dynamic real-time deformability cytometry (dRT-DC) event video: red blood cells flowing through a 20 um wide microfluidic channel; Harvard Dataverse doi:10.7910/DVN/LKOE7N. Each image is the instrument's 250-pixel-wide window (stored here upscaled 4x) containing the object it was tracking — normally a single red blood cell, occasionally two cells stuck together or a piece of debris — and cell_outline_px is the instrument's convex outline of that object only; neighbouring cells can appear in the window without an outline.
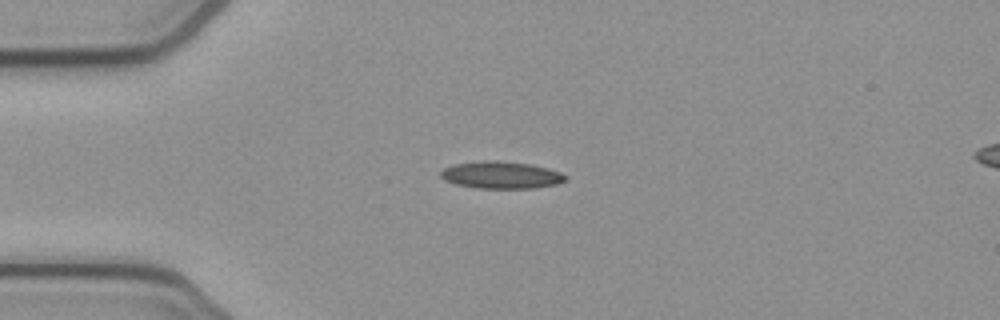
{"species": "common noctule bat (a hibernating species)", "species_latin": "Nyctalus noctula", "temperature_condition": "cold", "stored_images_in_passage": 41, "camera_frame_rate_fps": 3000, "um_per_image_px": 0.085, "animal": {"sex": "female", "body_mass_g": 21.9}, "frame": {"image": 1, "passage_image": 1, "time_ms": 0.0, "image_size_px": [1000, 320], "cell_outline_px": [[568, 180], [556, 184], [536, 188], [476, 188], [456, 184], [444, 180], [440, 176], [440, 172], [444, 168], [452, 164], [480, 160], [496, 160], [528, 164], [548, 168], [560, 172], [568, 176]], "centroid_in_image_um": [42.59, 14.87], "position_along_channel_um": 42.4, "area_um2": 19.94}}
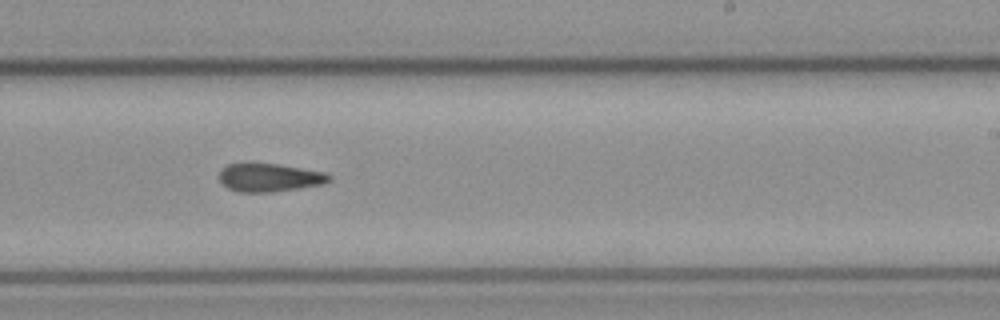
{"frame": {"image": 2, "passage_image": 20, "time_ms": 6.333, "image_size_px": [1000, 320], "cell_outline_px": [[332, 180], [324, 184], [300, 188], [272, 192], [240, 192], [228, 188], [220, 180], [220, 172], [228, 164], [276, 164], [324, 172], [332, 176]], "centroid_in_image_um": [22.96, 15.11], "position_along_channel_um": 266.0, "area_um2": 17.8}}
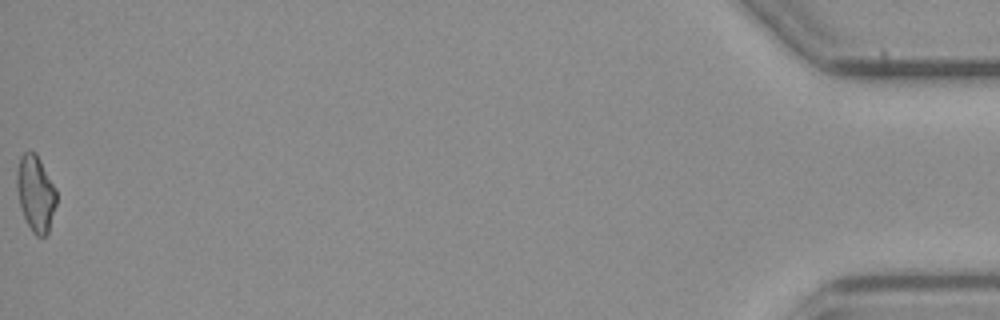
{"frame": {"image": 3, "passage_image": 41, "time_ms": 13.333, "image_size_px": [1000, 320], "cell_outline_px": [[56, 204], [48, 232], [44, 236], [36, 236], [32, 232], [20, 208], [16, 188], [16, 168], [20, 156], [24, 152], [36, 152], [56, 188]], "centroid_in_image_um": [3.01, 16.41], "position_along_channel_um": 432.2, "area_um2": 17.69}, "authors_computed_cell_mechanics": {"area_um2": 18.3804, "velocity_mm_per_s": 3.884, "shape_relaxation_time_tau1_ms": null, "shape_relaxation_time_tau2_ms": 3.9989, "deformation_change_tau1": null, "deformation_change_tau2": 0.1168}}